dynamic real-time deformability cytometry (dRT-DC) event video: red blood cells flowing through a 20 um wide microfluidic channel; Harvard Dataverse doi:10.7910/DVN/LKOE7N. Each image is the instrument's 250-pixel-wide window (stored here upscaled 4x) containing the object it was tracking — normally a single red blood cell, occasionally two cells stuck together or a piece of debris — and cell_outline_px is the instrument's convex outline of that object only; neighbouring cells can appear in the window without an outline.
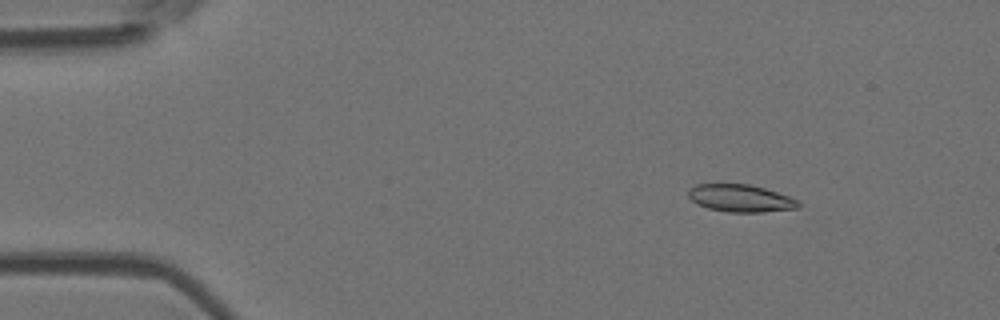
{"species": "Egyptian fruit bat (a non-hibernating species)", "species_latin": "Rousettus aegyptiacus", "temperature_condition": "room temperature", "stored_images_in_passage": 47, "camera_frame_rate_fps": 3000, "um_per_image_px": 0.085, "animal": {"sex": "female"}, "frame": {"image": 1, "passage_image": 1, "time_ms": 0.0, "image_size_px": [1000, 320], "cell_outline_px": [[800, 208], [764, 212], [728, 212], [708, 208], [696, 204], [688, 196], [688, 188], [696, 184], [748, 184], [764, 188], [800, 200]], "centroid_in_image_um": [62.95, 16.85], "position_along_channel_um": 22.1, "area_um2": 17.69}}
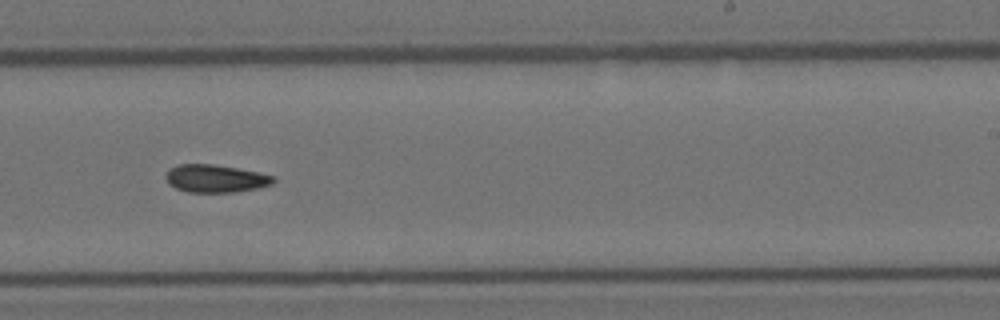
{"frame": {"image": 2, "passage_image": 27, "time_ms": 8.667, "image_size_px": [1000, 320], "cell_outline_px": [[276, 180], [272, 184], [256, 188], [236, 192], [188, 192], [176, 188], [168, 184], [164, 176], [168, 168], [180, 164], [212, 164], [260, 172], [276, 176]], "centroid_in_image_um": [18.31, 15.17], "position_along_channel_um": 270.7, "area_um2": 17.57}}
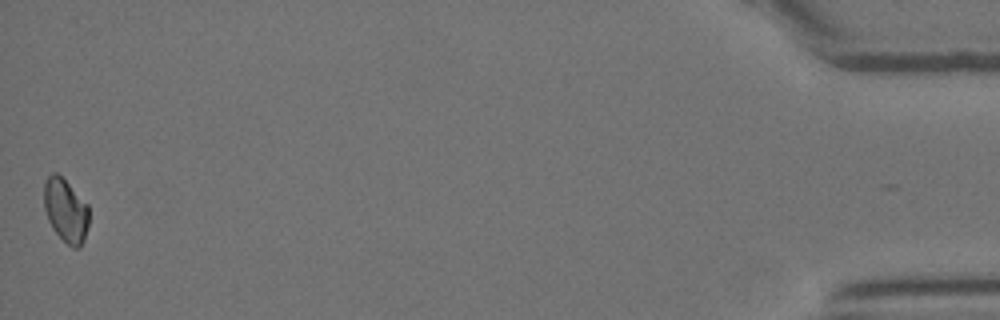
{"frame": {"image": 3, "passage_image": 47, "time_ms": 15.333, "image_size_px": [1000, 320], "cell_outline_px": [[88, 224], [84, 240], [80, 248], [72, 248], [52, 228], [48, 220], [44, 208], [44, 184], [48, 176], [52, 172], [56, 172], [88, 204]], "centroid_in_image_um": [5.58, 17.9], "position_along_channel_um": 429.6, "area_um2": 16.47}}